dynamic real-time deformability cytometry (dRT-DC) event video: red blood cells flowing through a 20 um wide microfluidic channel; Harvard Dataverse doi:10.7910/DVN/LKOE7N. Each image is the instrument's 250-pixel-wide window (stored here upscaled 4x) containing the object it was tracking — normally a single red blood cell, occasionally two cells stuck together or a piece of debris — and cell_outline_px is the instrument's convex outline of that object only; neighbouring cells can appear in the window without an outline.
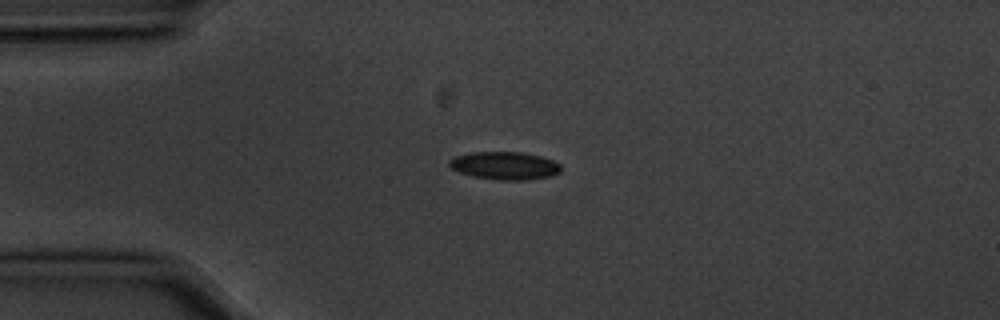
{"species": "common noctule bat (a hibernating species)", "species_latin": "Nyctalus noctula", "temperature_condition": "cold", "stored_images_in_passage": 6, "camera_frame_rate_fps": 3000, "um_per_image_px": 0.085, "animal": {"sex": "male", "body_mass_g": 20.1, "forearm_length_mm": 53.5}, "frame": {"image": 1, "passage_image": 1, "time_ms": 0.0, "image_size_px": [1000, 320], "cell_outline_px": [[560, 172], [552, 176], [524, 180], [500, 180], [476, 176], [460, 172], [452, 168], [448, 164], [448, 160], [452, 156], [472, 152], [520, 152], [540, 156], [552, 160], [560, 164]], "centroid_in_image_um": [42.89, 14.07], "position_along_channel_um": 42.1, "area_um2": 18.03}}
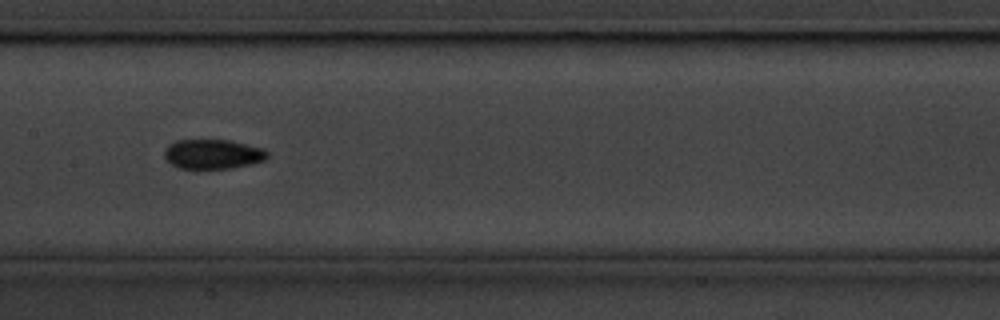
{"frame": {"image": 2, "passage_image": 5, "time_ms": 1.333, "image_size_px": [1000, 320], "cell_outline_px": [[268, 156], [264, 160], [252, 164], [232, 168], [196, 172], [192, 172], [180, 168], [164, 160], [164, 148], [168, 144], [176, 140], [228, 140], [264, 148], [268, 152]], "centroid_in_image_um": [18.03, 13.15], "position_along_channel_um": 189.4, "area_um2": 18.67}}
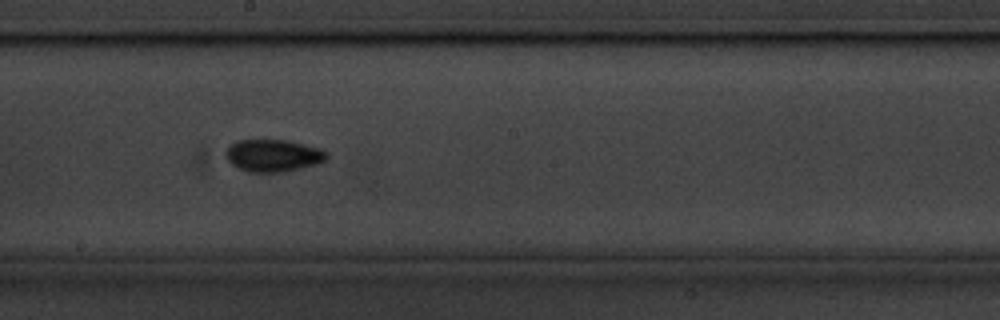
{"frame": {"image": 3, "passage_image": 6, "time_ms": 1.667, "image_size_px": [1000, 320], "cell_outline_px": [[328, 156], [324, 160], [316, 164], [288, 172], [248, 172], [232, 164], [224, 156], [224, 152], [232, 144], [240, 140], [288, 140], [320, 148], [328, 152]], "centroid_in_image_um": [23.23, 13.22], "position_along_channel_um": 225.0, "area_um2": 19.02}}